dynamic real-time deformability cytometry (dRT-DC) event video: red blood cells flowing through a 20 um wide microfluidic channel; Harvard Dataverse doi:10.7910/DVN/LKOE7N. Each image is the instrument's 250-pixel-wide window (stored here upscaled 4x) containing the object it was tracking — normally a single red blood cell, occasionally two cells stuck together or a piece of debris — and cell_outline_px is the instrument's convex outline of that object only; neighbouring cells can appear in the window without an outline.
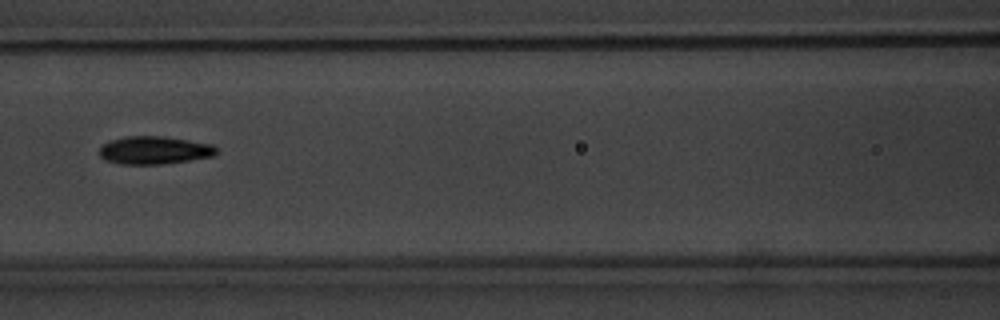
{"species": "common noctule bat (a hibernating species)", "species_latin": "Nyctalus noctula", "temperature_condition": "warm", "stored_images_in_passage": 5, "camera_frame_rate_fps": 3000, "um_per_image_px": 0.085, "animal": {"sex": "male", "body_mass_g": 20.1, "forearm_length_mm": 53.5}, "frame": {"image": 1, "passage_image": 3, "time_ms": 2.667, "image_size_px": [1000, 320], "cell_outline_px": [[216, 152], [212, 156], [188, 160], [160, 164], [120, 164], [104, 160], [100, 156], [100, 148], [108, 140], [128, 136], [164, 136], [212, 144], [216, 148]], "centroid_in_image_um": [13.07, 12.76], "position_along_channel_um": 153.5, "area_um2": 18.9}}
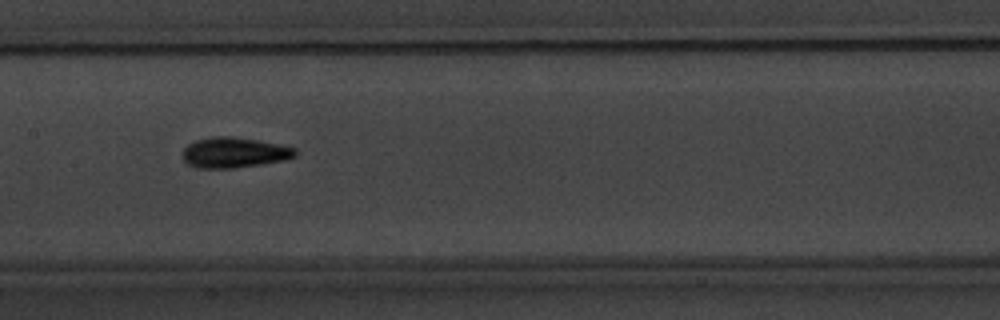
{"frame": {"image": 2, "passage_image": 4, "time_ms": 3.667, "image_size_px": [1000, 320], "cell_outline_px": [[296, 156], [284, 160], [260, 164], [232, 168], [196, 168], [188, 164], [180, 156], [184, 148], [188, 144], [196, 140], [212, 136], [232, 136], [280, 144], [296, 148]], "centroid_in_image_um": [19.87, 12.96], "position_along_channel_um": 187.5, "area_um2": 20.06}}